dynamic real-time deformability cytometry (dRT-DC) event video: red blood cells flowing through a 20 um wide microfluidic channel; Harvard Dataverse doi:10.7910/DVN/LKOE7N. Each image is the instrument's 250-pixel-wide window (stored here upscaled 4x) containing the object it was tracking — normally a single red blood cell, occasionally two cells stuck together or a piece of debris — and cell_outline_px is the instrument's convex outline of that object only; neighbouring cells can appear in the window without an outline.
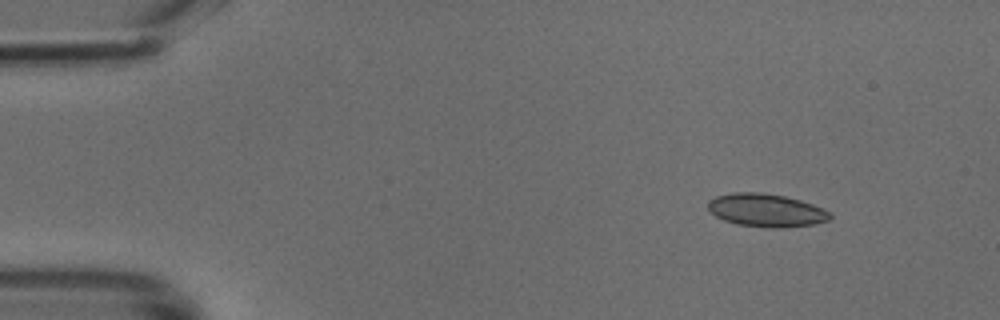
{"species": "common noctule bat (a hibernating species)", "species_latin": "Nyctalus noctula", "temperature_condition": "cold", "stored_images_in_passage": 48, "camera_frame_rate_fps": 3000, "um_per_image_px": 0.085, "animal": {"sex": "male", "body_mass_g": 18.8}, "frame": {"image": 1, "passage_image": 6, "time_ms": 1.667, "image_size_px": [1000, 320], "cell_outline_px": [[832, 216], [828, 220], [812, 224], [780, 228], [772, 228], [736, 224], [724, 220], [716, 216], [708, 208], [708, 200], [716, 196], [732, 192], [760, 192], [784, 196], [800, 200], [812, 204], [832, 212]], "centroid_in_image_um": [65.12, 17.87], "position_along_channel_um": 19.9, "area_um2": 23.47}}
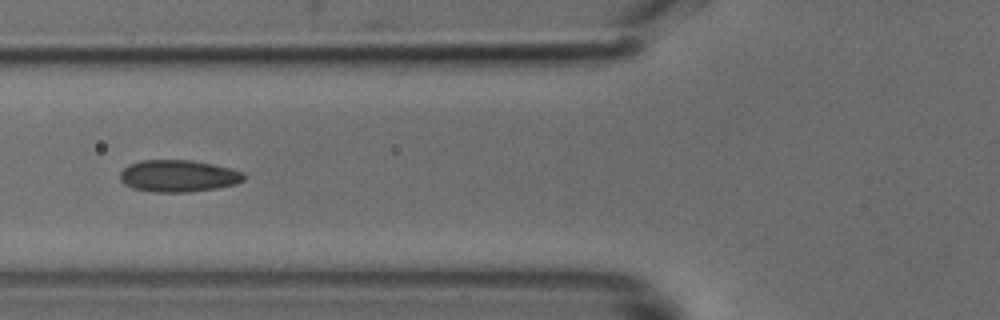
{"frame": {"image": 2, "passage_image": 19, "time_ms": 6.0, "image_size_px": [1000, 320], "cell_outline_px": [[248, 176], [244, 180], [236, 184], [216, 188], [188, 192], [156, 192], [132, 188], [124, 184], [120, 180], [120, 172], [128, 164], [140, 160], [192, 160], [212, 164], [244, 172]], "centroid_in_image_um": [15.16, 14.95], "position_along_channel_um": 110.6, "area_um2": 23.18}}
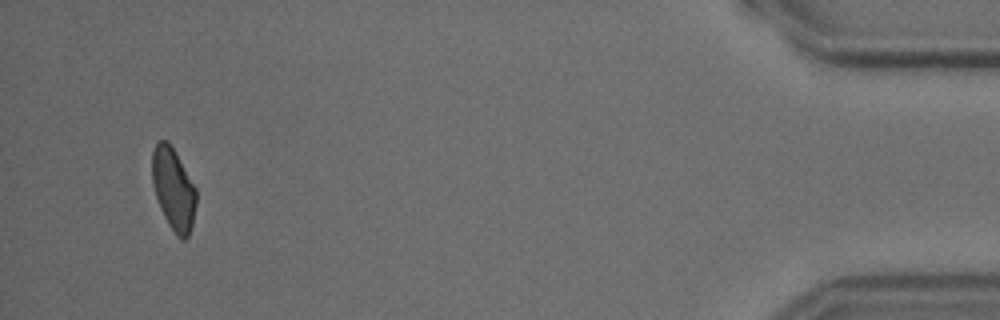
{"frame": {"image": 3, "passage_image": 47, "time_ms": 15.333, "image_size_px": [1000, 320], "cell_outline_px": [[196, 204], [192, 224], [188, 236], [184, 240], [180, 240], [176, 236], [168, 224], [160, 208], [152, 184], [152, 152], [156, 144], [160, 140], [168, 140], [176, 152], [196, 188]], "centroid_in_image_um": [14.74, 16.07], "position_along_channel_um": 420.5, "area_um2": 21.15}}